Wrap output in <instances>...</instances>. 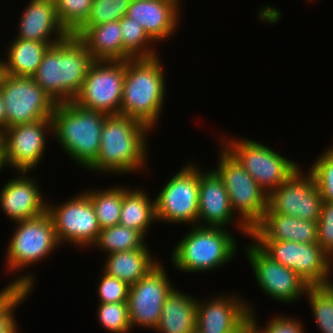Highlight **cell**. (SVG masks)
<instances>
[{
	"label": "cell",
	"mask_w": 333,
	"mask_h": 333,
	"mask_svg": "<svg viewBox=\"0 0 333 333\" xmlns=\"http://www.w3.org/2000/svg\"><path fill=\"white\" fill-rule=\"evenodd\" d=\"M299 168L282 185L268 195V207L284 214L307 221H318L322 196L313 175ZM304 174V175H303Z\"/></svg>",
	"instance_id": "5bb4252c"
},
{
	"label": "cell",
	"mask_w": 333,
	"mask_h": 333,
	"mask_svg": "<svg viewBox=\"0 0 333 333\" xmlns=\"http://www.w3.org/2000/svg\"><path fill=\"white\" fill-rule=\"evenodd\" d=\"M18 327L16 326L10 333H18L19 331H17V330H19V329H17Z\"/></svg>",
	"instance_id": "7dc6e473"
},
{
	"label": "cell",
	"mask_w": 333,
	"mask_h": 333,
	"mask_svg": "<svg viewBox=\"0 0 333 333\" xmlns=\"http://www.w3.org/2000/svg\"><path fill=\"white\" fill-rule=\"evenodd\" d=\"M4 130L0 127V152H3Z\"/></svg>",
	"instance_id": "ee69618b"
},
{
	"label": "cell",
	"mask_w": 333,
	"mask_h": 333,
	"mask_svg": "<svg viewBox=\"0 0 333 333\" xmlns=\"http://www.w3.org/2000/svg\"><path fill=\"white\" fill-rule=\"evenodd\" d=\"M148 248L145 245L140 249L107 254L108 258L102 272L131 286L160 263L157 259L153 260V255L150 254L151 250Z\"/></svg>",
	"instance_id": "d4e9b609"
},
{
	"label": "cell",
	"mask_w": 333,
	"mask_h": 333,
	"mask_svg": "<svg viewBox=\"0 0 333 333\" xmlns=\"http://www.w3.org/2000/svg\"><path fill=\"white\" fill-rule=\"evenodd\" d=\"M272 260L293 270L309 286L329 285L332 258L318 243L254 241Z\"/></svg>",
	"instance_id": "9c48e42d"
},
{
	"label": "cell",
	"mask_w": 333,
	"mask_h": 333,
	"mask_svg": "<svg viewBox=\"0 0 333 333\" xmlns=\"http://www.w3.org/2000/svg\"><path fill=\"white\" fill-rule=\"evenodd\" d=\"M119 24L123 40V60L157 56L156 49L154 50L151 45L154 44V40L142 26L127 16L122 17Z\"/></svg>",
	"instance_id": "4dcf8cb0"
},
{
	"label": "cell",
	"mask_w": 333,
	"mask_h": 333,
	"mask_svg": "<svg viewBox=\"0 0 333 333\" xmlns=\"http://www.w3.org/2000/svg\"><path fill=\"white\" fill-rule=\"evenodd\" d=\"M198 198V226L225 228L236 219L224 183L213 169L199 170Z\"/></svg>",
	"instance_id": "44dd1931"
},
{
	"label": "cell",
	"mask_w": 333,
	"mask_h": 333,
	"mask_svg": "<svg viewBox=\"0 0 333 333\" xmlns=\"http://www.w3.org/2000/svg\"><path fill=\"white\" fill-rule=\"evenodd\" d=\"M305 295L322 333H333V289L329 285L309 286Z\"/></svg>",
	"instance_id": "1f68e13d"
},
{
	"label": "cell",
	"mask_w": 333,
	"mask_h": 333,
	"mask_svg": "<svg viewBox=\"0 0 333 333\" xmlns=\"http://www.w3.org/2000/svg\"><path fill=\"white\" fill-rule=\"evenodd\" d=\"M155 201H151L142 189L123 188V204L120 212V225L138 230L144 237L150 224L156 222Z\"/></svg>",
	"instance_id": "83f0119b"
},
{
	"label": "cell",
	"mask_w": 333,
	"mask_h": 333,
	"mask_svg": "<svg viewBox=\"0 0 333 333\" xmlns=\"http://www.w3.org/2000/svg\"><path fill=\"white\" fill-rule=\"evenodd\" d=\"M2 153L3 152H0V170L4 168Z\"/></svg>",
	"instance_id": "f6af8a7d"
},
{
	"label": "cell",
	"mask_w": 333,
	"mask_h": 333,
	"mask_svg": "<svg viewBox=\"0 0 333 333\" xmlns=\"http://www.w3.org/2000/svg\"><path fill=\"white\" fill-rule=\"evenodd\" d=\"M93 61L84 43L70 34L47 49L32 78L57 104L70 102L80 92Z\"/></svg>",
	"instance_id": "7a4b0ae2"
},
{
	"label": "cell",
	"mask_w": 333,
	"mask_h": 333,
	"mask_svg": "<svg viewBox=\"0 0 333 333\" xmlns=\"http://www.w3.org/2000/svg\"><path fill=\"white\" fill-rule=\"evenodd\" d=\"M144 238L138 230L117 224L101 229L92 246L93 248L97 246L96 248L99 247V250H104L108 254L117 253L143 248L146 245Z\"/></svg>",
	"instance_id": "f546056e"
},
{
	"label": "cell",
	"mask_w": 333,
	"mask_h": 333,
	"mask_svg": "<svg viewBox=\"0 0 333 333\" xmlns=\"http://www.w3.org/2000/svg\"><path fill=\"white\" fill-rule=\"evenodd\" d=\"M6 76L5 63L3 60H0V88L3 83V80Z\"/></svg>",
	"instance_id": "7bdbcfd3"
},
{
	"label": "cell",
	"mask_w": 333,
	"mask_h": 333,
	"mask_svg": "<svg viewBox=\"0 0 333 333\" xmlns=\"http://www.w3.org/2000/svg\"><path fill=\"white\" fill-rule=\"evenodd\" d=\"M98 286L100 303L127 302L130 286L122 280L103 272Z\"/></svg>",
	"instance_id": "74e56055"
},
{
	"label": "cell",
	"mask_w": 333,
	"mask_h": 333,
	"mask_svg": "<svg viewBox=\"0 0 333 333\" xmlns=\"http://www.w3.org/2000/svg\"><path fill=\"white\" fill-rule=\"evenodd\" d=\"M218 166L213 169L222 179L232 211L237 210V229L245 236L262 220L268 208V194L249 175L237 159L221 145ZM221 153V154H220Z\"/></svg>",
	"instance_id": "8992f818"
},
{
	"label": "cell",
	"mask_w": 333,
	"mask_h": 333,
	"mask_svg": "<svg viewBox=\"0 0 333 333\" xmlns=\"http://www.w3.org/2000/svg\"><path fill=\"white\" fill-rule=\"evenodd\" d=\"M331 269H333V259H332V266H331ZM329 286L333 289V281L331 282H329Z\"/></svg>",
	"instance_id": "bcb514c9"
},
{
	"label": "cell",
	"mask_w": 333,
	"mask_h": 333,
	"mask_svg": "<svg viewBox=\"0 0 333 333\" xmlns=\"http://www.w3.org/2000/svg\"><path fill=\"white\" fill-rule=\"evenodd\" d=\"M27 173L19 171V176L9 179L0 191V207L15 223L36 218L47 211V201Z\"/></svg>",
	"instance_id": "d6986e66"
},
{
	"label": "cell",
	"mask_w": 333,
	"mask_h": 333,
	"mask_svg": "<svg viewBox=\"0 0 333 333\" xmlns=\"http://www.w3.org/2000/svg\"><path fill=\"white\" fill-rule=\"evenodd\" d=\"M93 191V192H92ZM90 199L98 224L101 229L116 226L120 223V212L123 204V186L105 190H90L84 192Z\"/></svg>",
	"instance_id": "f1b7e54d"
},
{
	"label": "cell",
	"mask_w": 333,
	"mask_h": 333,
	"mask_svg": "<svg viewBox=\"0 0 333 333\" xmlns=\"http://www.w3.org/2000/svg\"><path fill=\"white\" fill-rule=\"evenodd\" d=\"M57 240L78 247L92 246L101 231L94 207L85 193L77 194L61 205L47 204Z\"/></svg>",
	"instance_id": "4fadbf2b"
},
{
	"label": "cell",
	"mask_w": 333,
	"mask_h": 333,
	"mask_svg": "<svg viewBox=\"0 0 333 333\" xmlns=\"http://www.w3.org/2000/svg\"><path fill=\"white\" fill-rule=\"evenodd\" d=\"M58 42H39L15 38L10 42L7 60L4 61L6 75L16 77H33L44 53Z\"/></svg>",
	"instance_id": "4316f807"
},
{
	"label": "cell",
	"mask_w": 333,
	"mask_h": 333,
	"mask_svg": "<svg viewBox=\"0 0 333 333\" xmlns=\"http://www.w3.org/2000/svg\"><path fill=\"white\" fill-rule=\"evenodd\" d=\"M0 127L6 129V109L0 93Z\"/></svg>",
	"instance_id": "b9f144b4"
},
{
	"label": "cell",
	"mask_w": 333,
	"mask_h": 333,
	"mask_svg": "<svg viewBox=\"0 0 333 333\" xmlns=\"http://www.w3.org/2000/svg\"><path fill=\"white\" fill-rule=\"evenodd\" d=\"M245 253L258 286L272 299L293 303L306 294L307 282L293 270L272 260L254 242L247 246Z\"/></svg>",
	"instance_id": "e0dca14e"
},
{
	"label": "cell",
	"mask_w": 333,
	"mask_h": 333,
	"mask_svg": "<svg viewBox=\"0 0 333 333\" xmlns=\"http://www.w3.org/2000/svg\"><path fill=\"white\" fill-rule=\"evenodd\" d=\"M106 116L103 112L82 108L73 101L55 105L51 118L52 134L66 155L80 167L86 169L97 158Z\"/></svg>",
	"instance_id": "277c9868"
},
{
	"label": "cell",
	"mask_w": 333,
	"mask_h": 333,
	"mask_svg": "<svg viewBox=\"0 0 333 333\" xmlns=\"http://www.w3.org/2000/svg\"><path fill=\"white\" fill-rule=\"evenodd\" d=\"M164 269L160 262L130 286L127 305L131 328L142 326L154 330L157 326L164 302L175 288Z\"/></svg>",
	"instance_id": "9a60e30c"
},
{
	"label": "cell",
	"mask_w": 333,
	"mask_h": 333,
	"mask_svg": "<svg viewBox=\"0 0 333 333\" xmlns=\"http://www.w3.org/2000/svg\"><path fill=\"white\" fill-rule=\"evenodd\" d=\"M181 3V0H132L126 16L142 26L157 43L173 36Z\"/></svg>",
	"instance_id": "ffe728a7"
},
{
	"label": "cell",
	"mask_w": 333,
	"mask_h": 333,
	"mask_svg": "<svg viewBox=\"0 0 333 333\" xmlns=\"http://www.w3.org/2000/svg\"><path fill=\"white\" fill-rule=\"evenodd\" d=\"M329 149L333 152V145L331 147H329Z\"/></svg>",
	"instance_id": "681fc988"
},
{
	"label": "cell",
	"mask_w": 333,
	"mask_h": 333,
	"mask_svg": "<svg viewBox=\"0 0 333 333\" xmlns=\"http://www.w3.org/2000/svg\"><path fill=\"white\" fill-rule=\"evenodd\" d=\"M35 280L32 274H23L17 279H14L13 282H10L9 285L0 290V307L18 290L26 289L31 290L34 286Z\"/></svg>",
	"instance_id": "60d3db41"
},
{
	"label": "cell",
	"mask_w": 333,
	"mask_h": 333,
	"mask_svg": "<svg viewBox=\"0 0 333 333\" xmlns=\"http://www.w3.org/2000/svg\"><path fill=\"white\" fill-rule=\"evenodd\" d=\"M196 297L173 289L167 296L159 322L154 330L159 333H191L196 329Z\"/></svg>",
	"instance_id": "cb8c5ba5"
},
{
	"label": "cell",
	"mask_w": 333,
	"mask_h": 333,
	"mask_svg": "<svg viewBox=\"0 0 333 333\" xmlns=\"http://www.w3.org/2000/svg\"><path fill=\"white\" fill-rule=\"evenodd\" d=\"M254 312H249L248 316V325L256 332V333H304L302 322L298 321L297 318H293L290 316H275L272 317L267 323V326H263L260 329V325L258 324V320H256V316H254ZM284 316V317H283ZM255 317V318H254ZM297 320V321H296ZM264 329V330H263Z\"/></svg>",
	"instance_id": "8d00e7d4"
},
{
	"label": "cell",
	"mask_w": 333,
	"mask_h": 333,
	"mask_svg": "<svg viewBox=\"0 0 333 333\" xmlns=\"http://www.w3.org/2000/svg\"><path fill=\"white\" fill-rule=\"evenodd\" d=\"M221 141L268 195L300 168L297 162L285 158L260 142L247 138H226V142L222 139Z\"/></svg>",
	"instance_id": "52a82bcc"
},
{
	"label": "cell",
	"mask_w": 333,
	"mask_h": 333,
	"mask_svg": "<svg viewBox=\"0 0 333 333\" xmlns=\"http://www.w3.org/2000/svg\"><path fill=\"white\" fill-rule=\"evenodd\" d=\"M47 129L53 131L52 119H41L4 129V167L6 164L18 172H31L40 164L45 153Z\"/></svg>",
	"instance_id": "2e32d148"
},
{
	"label": "cell",
	"mask_w": 333,
	"mask_h": 333,
	"mask_svg": "<svg viewBox=\"0 0 333 333\" xmlns=\"http://www.w3.org/2000/svg\"><path fill=\"white\" fill-rule=\"evenodd\" d=\"M317 221L274 213L267 208L262 220L251 230L253 241H294L317 243Z\"/></svg>",
	"instance_id": "7402d4cb"
},
{
	"label": "cell",
	"mask_w": 333,
	"mask_h": 333,
	"mask_svg": "<svg viewBox=\"0 0 333 333\" xmlns=\"http://www.w3.org/2000/svg\"><path fill=\"white\" fill-rule=\"evenodd\" d=\"M317 230V243L333 259V202L323 201Z\"/></svg>",
	"instance_id": "f35d334b"
},
{
	"label": "cell",
	"mask_w": 333,
	"mask_h": 333,
	"mask_svg": "<svg viewBox=\"0 0 333 333\" xmlns=\"http://www.w3.org/2000/svg\"><path fill=\"white\" fill-rule=\"evenodd\" d=\"M31 290L18 289L1 307H0V333H10L16 326L17 321L14 316L15 309L28 298ZM23 301V302H22Z\"/></svg>",
	"instance_id": "ab89813d"
},
{
	"label": "cell",
	"mask_w": 333,
	"mask_h": 333,
	"mask_svg": "<svg viewBox=\"0 0 333 333\" xmlns=\"http://www.w3.org/2000/svg\"><path fill=\"white\" fill-rule=\"evenodd\" d=\"M125 74L126 60H94L73 102L85 109L118 115Z\"/></svg>",
	"instance_id": "ba28073f"
},
{
	"label": "cell",
	"mask_w": 333,
	"mask_h": 333,
	"mask_svg": "<svg viewBox=\"0 0 333 333\" xmlns=\"http://www.w3.org/2000/svg\"><path fill=\"white\" fill-rule=\"evenodd\" d=\"M15 232L7 247L6 267L10 272L33 266L55 251L60 243L47 211L36 218L16 222Z\"/></svg>",
	"instance_id": "8fae6325"
},
{
	"label": "cell",
	"mask_w": 333,
	"mask_h": 333,
	"mask_svg": "<svg viewBox=\"0 0 333 333\" xmlns=\"http://www.w3.org/2000/svg\"><path fill=\"white\" fill-rule=\"evenodd\" d=\"M29 1L20 17L19 33L16 38L39 42H60L70 35L58 20L54 0Z\"/></svg>",
	"instance_id": "603a6c76"
},
{
	"label": "cell",
	"mask_w": 333,
	"mask_h": 333,
	"mask_svg": "<svg viewBox=\"0 0 333 333\" xmlns=\"http://www.w3.org/2000/svg\"><path fill=\"white\" fill-rule=\"evenodd\" d=\"M0 93L6 109V128L51 119L57 104L32 77L6 75Z\"/></svg>",
	"instance_id": "7c38bea8"
},
{
	"label": "cell",
	"mask_w": 333,
	"mask_h": 333,
	"mask_svg": "<svg viewBox=\"0 0 333 333\" xmlns=\"http://www.w3.org/2000/svg\"><path fill=\"white\" fill-rule=\"evenodd\" d=\"M151 129L134 118L107 115L97 158L86 168L102 173L129 174L146 167L147 132ZM145 164V165H144Z\"/></svg>",
	"instance_id": "6da1fadb"
},
{
	"label": "cell",
	"mask_w": 333,
	"mask_h": 333,
	"mask_svg": "<svg viewBox=\"0 0 333 333\" xmlns=\"http://www.w3.org/2000/svg\"><path fill=\"white\" fill-rule=\"evenodd\" d=\"M92 3L93 0H54L58 20L69 34L85 22Z\"/></svg>",
	"instance_id": "836d02e7"
},
{
	"label": "cell",
	"mask_w": 333,
	"mask_h": 333,
	"mask_svg": "<svg viewBox=\"0 0 333 333\" xmlns=\"http://www.w3.org/2000/svg\"><path fill=\"white\" fill-rule=\"evenodd\" d=\"M119 21L87 26L77 37L93 60H123V40Z\"/></svg>",
	"instance_id": "484cf974"
},
{
	"label": "cell",
	"mask_w": 333,
	"mask_h": 333,
	"mask_svg": "<svg viewBox=\"0 0 333 333\" xmlns=\"http://www.w3.org/2000/svg\"><path fill=\"white\" fill-rule=\"evenodd\" d=\"M132 0H93L92 7L85 22L72 34L78 36L87 26L101 25L119 21L126 16Z\"/></svg>",
	"instance_id": "d6a6232c"
},
{
	"label": "cell",
	"mask_w": 333,
	"mask_h": 333,
	"mask_svg": "<svg viewBox=\"0 0 333 333\" xmlns=\"http://www.w3.org/2000/svg\"><path fill=\"white\" fill-rule=\"evenodd\" d=\"M158 56L126 60L119 113L143 122L151 130L158 123L166 91L164 69Z\"/></svg>",
	"instance_id": "3957f363"
},
{
	"label": "cell",
	"mask_w": 333,
	"mask_h": 333,
	"mask_svg": "<svg viewBox=\"0 0 333 333\" xmlns=\"http://www.w3.org/2000/svg\"><path fill=\"white\" fill-rule=\"evenodd\" d=\"M191 333H201L200 331H198L197 329H195L194 331H192Z\"/></svg>",
	"instance_id": "c3c4849f"
},
{
	"label": "cell",
	"mask_w": 333,
	"mask_h": 333,
	"mask_svg": "<svg viewBox=\"0 0 333 333\" xmlns=\"http://www.w3.org/2000/svg\"><path fill=\"white\" fill-rule=\"evenodd\" d=\"M98 320L111 333H130L127 302L99 303Z\"/></svg>",
	"instance_id": "e575fe53"
},
{
	"label": "cell",
	"mask_w": 333,
	"mask_h": 333,
	"mask_svg": "<svg viewBox=\"0 0 333 333\" xmlns=\"http://www.w3.org/2000/svg\"><path fill=\"white\" fill-rule=\"evenodd\" d=\"M197 300L196 329L201 333H240L248 324L253 306L237 294ZM201 301V302H200Z\"/></svg>",
	"instance_id": "ac0fdd59"
},
{
	"label": "cell",
	"mask_w": 333,
	"mask_h": 333,
	"mask_svg": "<svg viewBox=\"0 0 333 333\" xmlns=\"http://www.w3.org/2000/svg\"><path fill=\"white\" fill-rule=\"evenodd\" d=\"M324 151L308 171L313 175L322 200L333 202V152L329 148Z\"/></svg>",
	"instance_id": "d590c367"
},
{
	"label": "cell",
	"mask_w": 333,
	"mask_h": 333,
	"mask_svg": "<svg viewBox=\"0 0 333 333\" xmlns=\"http://www.w3.org/2000/svg\"><path fill=\"white\" fill-rule=\"evenodd\" d=\"M198 197L199 166L191 162L173 175L158 193L154 200L157 221L197 225Z\"/></svg>",
	"instance_id": "30bf717a"
},
{
	"label": "cell",
	"mask_w": 333,
	"mask_h": 333,
	"mask_svg": "<svg viewBox=\"0 0 333 333\" xmlns=\"http://www.w3.org/2000/svg\"><path fill=\"white\" fill-rule=\"evenodd\" d=\"M227 228L192 225L173 249L171 260L183 272H207L227 264L237 254V244Z\"/></svg>",
	"instance_id": "5b68a950"
}]
</instances>
